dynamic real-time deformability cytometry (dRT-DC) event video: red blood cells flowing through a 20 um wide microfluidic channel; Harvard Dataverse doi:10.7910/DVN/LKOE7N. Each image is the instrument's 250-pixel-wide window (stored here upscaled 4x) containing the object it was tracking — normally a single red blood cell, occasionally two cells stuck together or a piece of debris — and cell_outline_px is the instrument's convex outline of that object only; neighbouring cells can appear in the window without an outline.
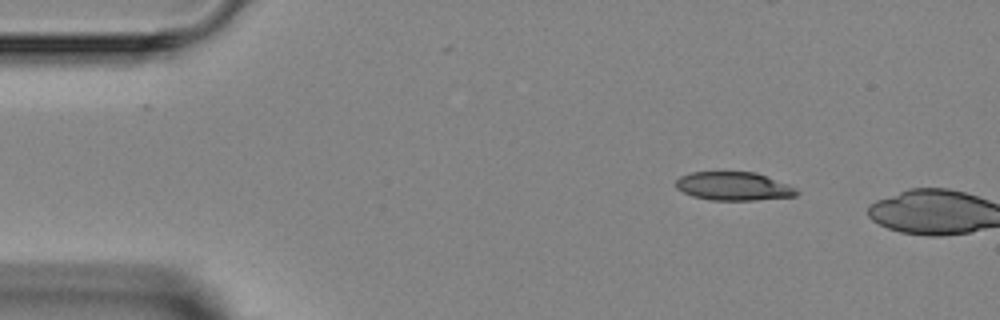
{"species": "Egyptian fruit bat (a non-hibernating species)", "species_latin": "Rousettus aegyptiacus", "temperature_condition": "room temperature", "stored_images_in_passage": 2, "camera_frame_rate_fps": 3000, "um_per_image_px": 0.085, "animal": {"sex": "female"}, "frame": {"image": 1, "passage_image": 1, "time_ms": 0.0, "image_size_px": [1000, 320], "cell_outline_px": [[800, 192], [796, 196], [756, 200], [712, 200], [692, 196], [676, 188], [676, 180], [680, 176], [692, 172], [756, 172], [788, 184], [796, 188]], "centroid_in_image_um": [62.38, 15.83], "position_along_channel_um": 22.6, "area_um2": 20.06}}